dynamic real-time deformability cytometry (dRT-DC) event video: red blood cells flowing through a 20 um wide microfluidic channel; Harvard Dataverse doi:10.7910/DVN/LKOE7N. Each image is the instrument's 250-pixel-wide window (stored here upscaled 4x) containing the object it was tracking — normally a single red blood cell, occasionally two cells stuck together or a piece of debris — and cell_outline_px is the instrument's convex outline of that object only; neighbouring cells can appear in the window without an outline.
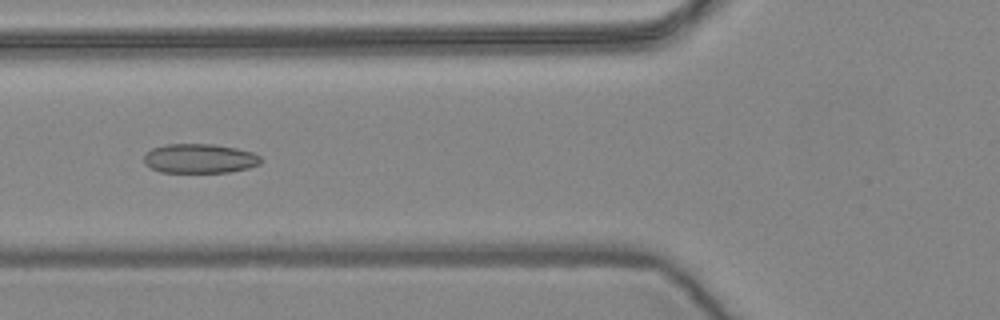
{"species": "common noctule bat (a hibernating species)", "species_latin": "Nyctalus noctula", "temperature_condition": "warm", "stored_images_in_passage": 56, "camera_frame_rate_fps": 3000, "um_per_image_px": 0.085, "animal": {"sex": "female", "body_mass_g": 24.6, "forearm_length_mm": 56.2}, "frame": {"image": 1, "passage_image": 21, "time_ms": 6.667, "image_size_px": [1000, 320], "cell_outline_px": [[260, 164], [248, 168], [228, 172], [160, 172], [144, 164], [144, 156], [152, 148], [164, 144], [212, 144], [236, 148], [252, 152], [260, 156]], "centroid_in_image_um": [16.95, 13.47], "position_along_channel_um": 108.8, "area_um2": 19.94}}
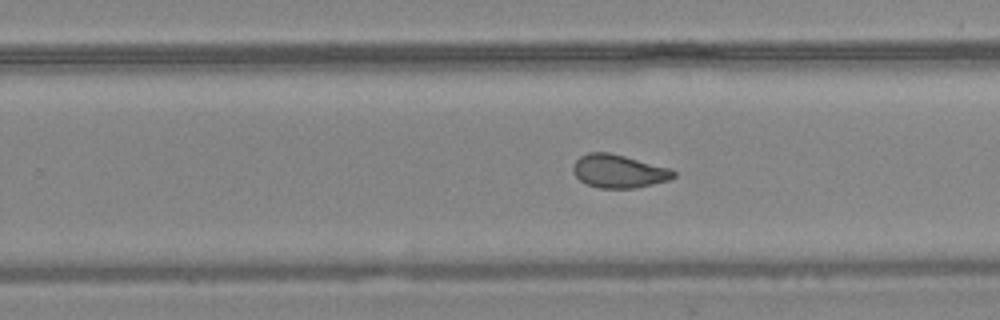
{"frame": {"image": 2, "passage_image": 35, "time_ms": 11.333, "image_size_px": [1000, 320], "cell_outline_px": [[676, 176], [668, 180], [636, 188], [600, 188], [588, 184], [580, 180], [572, 172], [572, 164], [580, 156], [588, 152], [608, 152], [672, 168], [676, 172]], "centroid_in_image_um": [52.59, 14.55], "position_along_channel_um": 277.2, "area_um2": 19.54}}
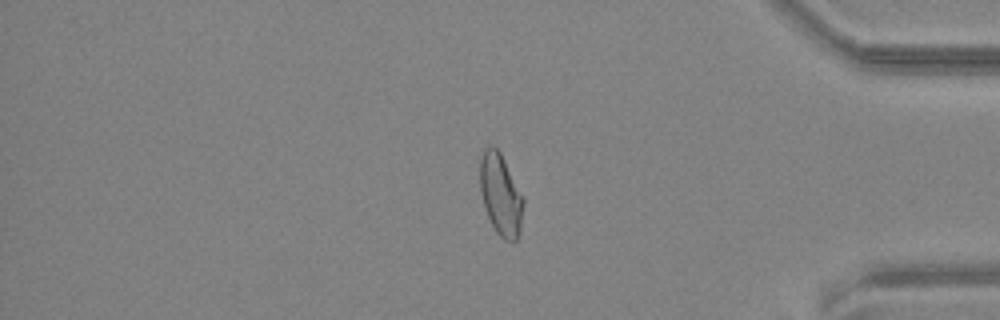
{"frame": {"image": 3, "passage_image": 47, "time_ms": 15.333, "image_size_px": [1000, 320], "cell_outline_px": [[524, 204], [520, 232], [516, 240], [504, 240], [496, 232], [484, 208], [480, 192], [480, 160], [484, 148], [488, 144], [492, 144], [500, 152], [524, 196]], "centroid_in_image_um": [42.56, 16.52], "position_along_channel_um": 392.6, "area_um2": 20.87}, "authors_computed_cell_mechanics": {"area_um2": 20.8369, "velocity_mm_per_s": 3.602, "shape_relaxation_time_tau1_ms": null, "shape_relaxation_time_tau2_ms": 1.6542, "deformation_change_tau1": null, "deformation_change_tau2": 0.0816}}